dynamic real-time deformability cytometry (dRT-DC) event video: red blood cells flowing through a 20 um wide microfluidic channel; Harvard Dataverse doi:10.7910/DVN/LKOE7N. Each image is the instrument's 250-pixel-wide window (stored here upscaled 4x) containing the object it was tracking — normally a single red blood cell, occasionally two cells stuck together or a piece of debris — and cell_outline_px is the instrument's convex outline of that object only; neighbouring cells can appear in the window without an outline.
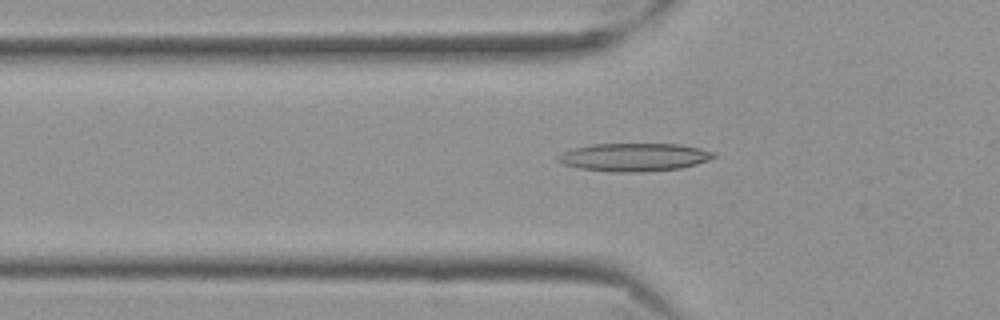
{"species": "Egyptian fruit bat (a non-hibernating species)", "species_latin": "Rousettus aegyptiacus", "temperature_condition": "cold", "stored_images_in_passage": 35, "camera_frame_rate_fps": 3000, "um_per_image_px": 0.085, "frame": {"image": 1, "passage_image": 2, "time_ms": 0.333, "image_size_px": [1000, 320], "cell_outline_px": [[716, 156], [708, 160], [696, 164], [680, 168], [640, 172], [612, 172], [580, 168], [564, 164], [556, 160], [556, 156], [560, 152], [572, 148], [596, 144], [680, 144], [700, 148], [712, 152]], "centroid_in_image_um": [53.86, 13.36], "position_along_channel_um": 71.9, "area_um2": 25.43}}
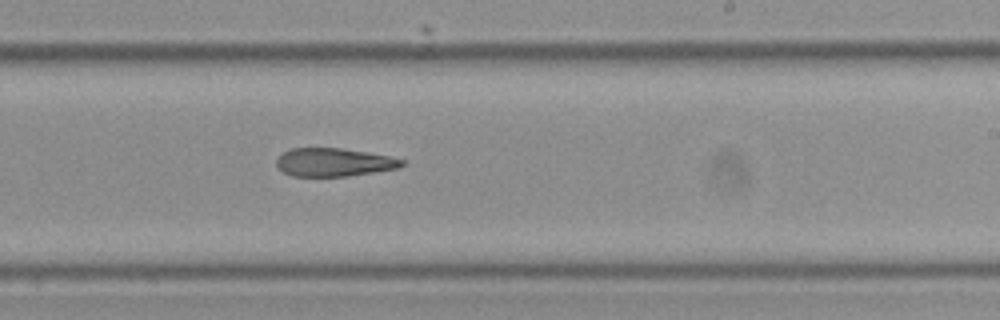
{"frame": {"image": 2, "passage_image": 18, "time_ms": 5.667, "image_size_px": [1000, 320], "cell_outline_px": [[404, 164], [400, 168], [348, 176], [292, 176], [284, 172], [276, 164], [276, 160], [284, 152], [292, 148], [340, 148], [388, 156], [404, 160]], "centroid_in_image_um": [28.39, 13.8], "position_along_channel_um": 260.6, "area_um2": 20.4}}
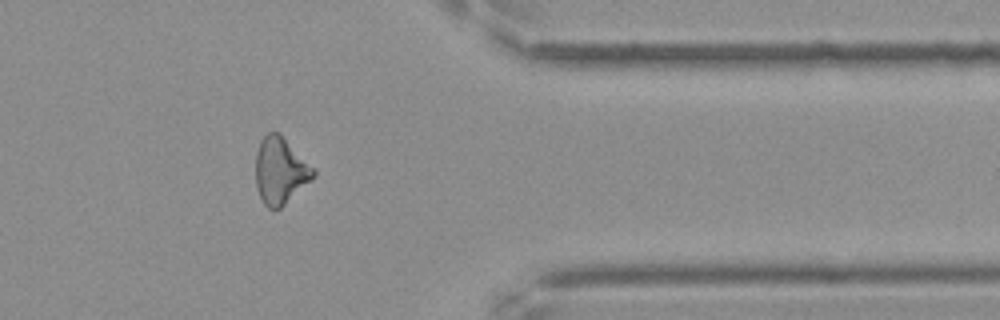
{"frame": {"image": 3, "passage_image": 30, "time_ms": 9.667, "image_size_px": [1000, 320], "cell_outline_px": [[316, 176], [312, 180], [280, 208], [268, 208], [264, 204], [260, 196], [256, 184], [256, 152], [260, 140], [268, 132], [280, 132], [316, 172]], "centroid_in_image_um": [23.82, 14.49], "position_along_channel_um": 387.6, "area_um2": 22.2}}